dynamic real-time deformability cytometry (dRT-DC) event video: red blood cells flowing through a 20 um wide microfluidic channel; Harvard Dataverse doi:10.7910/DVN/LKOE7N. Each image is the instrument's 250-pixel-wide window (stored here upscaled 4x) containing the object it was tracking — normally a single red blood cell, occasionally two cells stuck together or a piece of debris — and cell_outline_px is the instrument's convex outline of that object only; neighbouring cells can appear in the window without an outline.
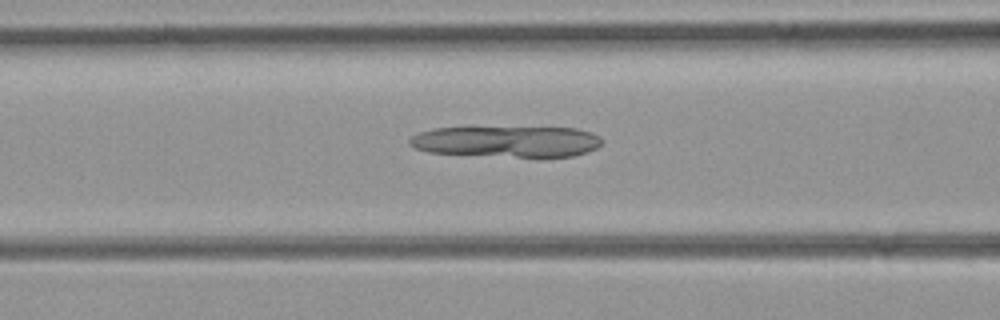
{"species": "common noctule bat (a hibernating species)", "species_latin": "Nyctalus noctula", "temperature_condition": "room temperature", "stored_images_in_passage": 51, "camera_frame_rate_fps": 3000, "um_per_image_px": 0.085, "animal": {"sex": "female", "body_mass_g": 21.9}, "frame": {"image": 1, "passage_image": 21, "time_ms": 6.667, "image_size_px": [1000, 320], "cell_outline_px": [[604, 140], [596, 148], [588, 152], [572, 156], [516, 156], [428, 152], [416, 148], [408, 144], [408, 140], [412, 136], [420, 132], [432, 128], [576, 128], [592, 132], [600, 136]], "centroid_in_image_um": [43.12, 12.02], "position_along_channel_um": 123.5, "area_um2": 34.33}}
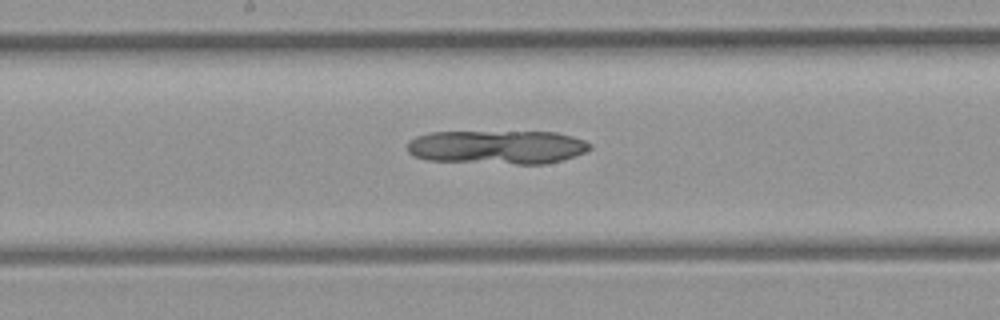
{"frame": {"image": 2, "passage_image": 27, "time_ms": 8.667, "image_size_px": [1000, 320], "cell_outline_px": [[592, 148], [584, 152], [564, 160], [544, 164], [516, 164], [428, 160], [412, 156], [408, 152], [408, 140], [416, 136], [432, 132], [556, 132], [572, 136], [584, 140], [592, 144]], "centroid_in_image_um": [42.27, 12.51], "position_along_channel_um": 205.9, "area_um2": 36.13}}
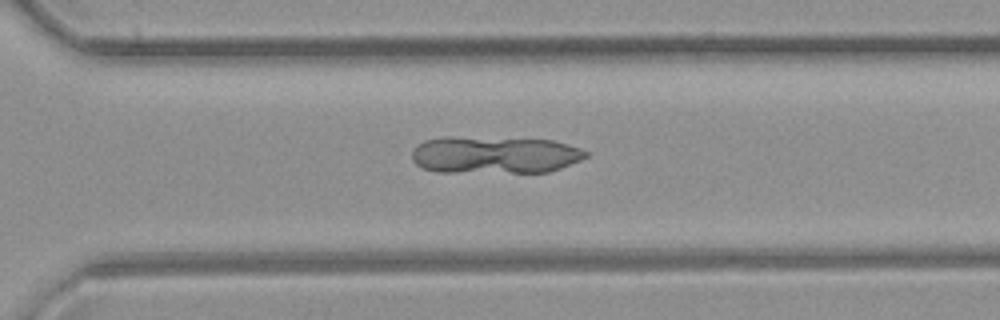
{"frame": {"image": 3, "passage_image": 36, "time_ms": 11.667, "image_size_px": [1000, 320], "cell_outline_px": [[588, 156], [580, 160], [560, 168], [548, 172], [436, 172], [424, 168], [416, 164], [412, 160], [412, 148], [416, 144], [424, 140], [440, 136], [452, 136], [552, 140], [568, 144], [580, 148], [588, 152]], "centroid_in_image_um": [41.99, 13.15], "position_along_channel_um": 328.6, "area_um2": 38.15}}